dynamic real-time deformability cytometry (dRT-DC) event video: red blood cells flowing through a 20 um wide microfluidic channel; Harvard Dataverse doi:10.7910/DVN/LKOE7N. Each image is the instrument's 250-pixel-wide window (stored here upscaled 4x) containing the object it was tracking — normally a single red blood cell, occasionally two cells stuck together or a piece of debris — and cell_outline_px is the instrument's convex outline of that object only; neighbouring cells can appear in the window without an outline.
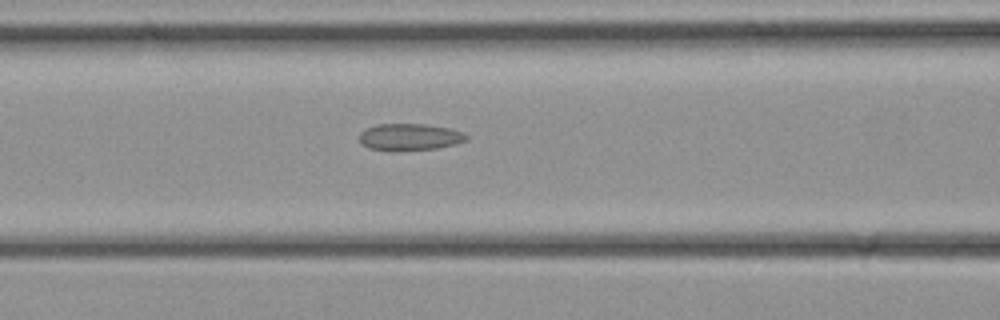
{"species": "common noctule bat (a hibernating species)", "species_latin": "Nyctalus noctula", "temperature_condition": "cold", "stored_images_in_passage": 18, "camera_frame_rate_fps": 3000, "um_per_image_px": 0.085, "animal": {"sex": "female", "body_mass_g": 21.9}, "frame": {"image": 1, "passage_image": 11, "time_ms": 3.333, "image_size_px": [1000, 320], "cell_outline_px": [[468, 140], [456, 144], [436, 148], [396, 152], [388, 152], [368, 148], [360, 144], [360, 132], [368, 128], [380, 124], [424, 124], [448, 128], [464, 132], [468, 136]], "centroid_in_image_um": [34.81, 11.67], "position_along_channel_um": 131.8, "area_um2": 17.05}}
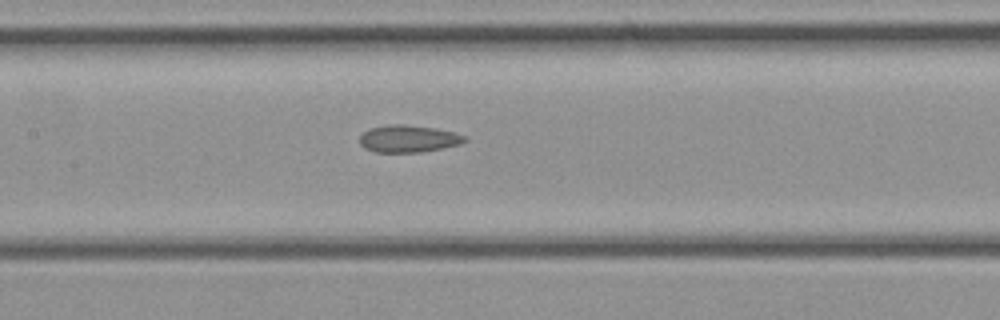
{"frame": {"image": 2, "passage_image": 13, "time_ms": 4.0, "image_size_px": [1000, 320], "cell_outline_px": [[468, 140], [460, 144], [444, 148], [420, 152], [376, 152], [364, 148], [360, 144], [360, 136], [364, 132], [372, 128], [388, 124], [404, 124], [432, 128], [452, 132], [468, 136]], "centroid_in_image_um": [34.73, 11.8], "position_along_channel_um": 172.7, "area_um2": 16.59}}